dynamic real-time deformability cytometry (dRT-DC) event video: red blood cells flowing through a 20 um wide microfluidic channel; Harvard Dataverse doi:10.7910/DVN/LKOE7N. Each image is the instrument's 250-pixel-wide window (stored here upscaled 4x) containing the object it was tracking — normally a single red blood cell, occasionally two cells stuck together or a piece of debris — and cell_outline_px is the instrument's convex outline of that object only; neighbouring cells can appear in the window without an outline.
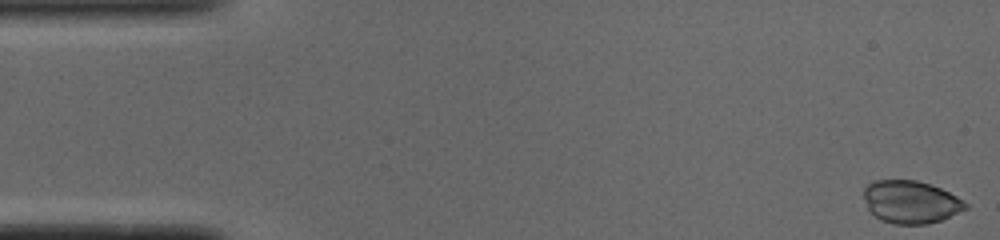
{"species": "common noctule bat (a hibernating species)", "species_latin": "Nyctalus noctula", "temperature_condition": "cold", "stored_images_in_passage": 25, "camera_frame_rate_fps": 3000, "um_per_image_px": 0.085, "animal": {"sex": "male", "body_mass_g": 19.0, "forearm_length_mm": 50.8}, "frame": {"image": 1, "passage_image": 1, "time_ms": 0.0, "image_size_px": [1000, 240], "cell_outline_px": [[968, 208], [940, 220], [928, 224], [892, 224], [880, 220], [868, 212], [864, 196], [864, 188], [868, 184], [876, 180], [916, 180], [940, 188], [956, 196], [968, 204]], "centroid_in_image_um": [77.37, 17.18], "position_along_channel_um": 7.6, "area_um2": 25.32}}
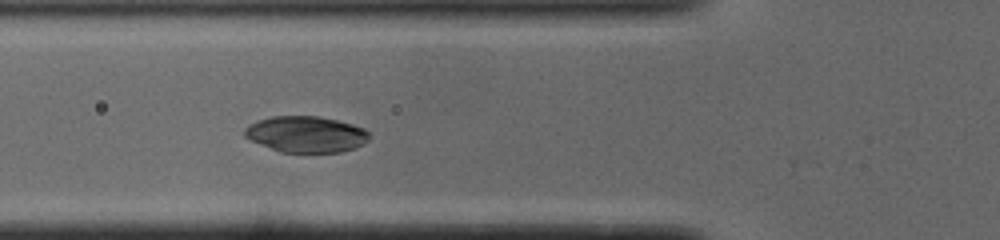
{"frame": {"image": 2, "passage_image": 18, "time_ms": 5.667, "image_size_px": [1000, 240], "cell_outline_px": [[368, 140], [356, 148], [340, 152], [280, 152], [260, 144], [244, 136], [244, 128], [248, 124], [272, 116], [320, 116], [352, 124], [364, 128], [368, 132]], "centroid_in_image_um": [26.01, 11.41], "position_along_channel_um": 99.8, "area_um2": 26.18}}
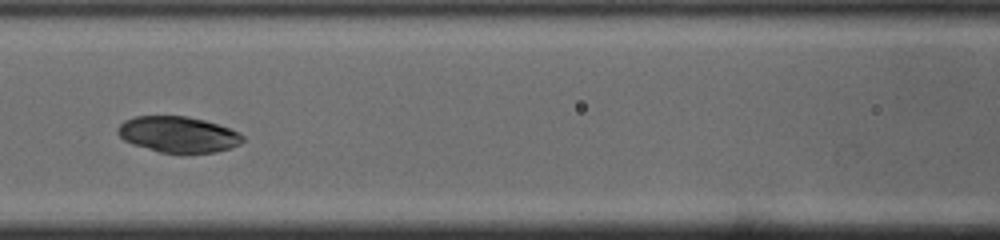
{"frame": {"image": 3, "passage_image": 22, "time_ms": 7.0, "image_size_px": [1000, 240], "cell_outline_px": [[244, 140], [240, 144], [216, 152], [184, 156], [160, 152], [132, 144], [124, 140], [116, 132], [120, 124], [124, 120], [136, 116], [184, 116], [204, 120], [228, 128], [244, 136]], "centroid_in_image_um": [15.13, 11.47], "position_along_channel_um": 151.5, "area_um2": 26.59}}